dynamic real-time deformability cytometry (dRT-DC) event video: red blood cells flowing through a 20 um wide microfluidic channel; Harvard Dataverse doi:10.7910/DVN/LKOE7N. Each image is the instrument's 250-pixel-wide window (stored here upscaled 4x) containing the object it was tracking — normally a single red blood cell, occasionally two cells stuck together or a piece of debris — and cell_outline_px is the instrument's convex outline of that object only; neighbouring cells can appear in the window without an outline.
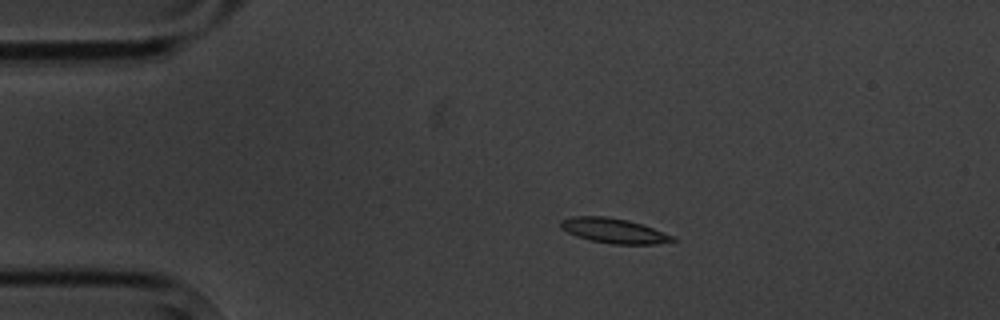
{"species": "common noctule bat (a hibernating species)", "species_latin": "Nyctalus noctula", "temperature_condition": "cold", "stored_images_in_passage": 8, "camera_frame_rate_fps": 3000, "um_per_image_px": 0.085, "animal": {"sex": "male", "body_mass_g": 20.1, "forearm_length_mm": 53.5}, "frame": {"image": 1, "passage_image": 4, "time_ms": 3.333, "image_size_px": [1000, 320], "cell_outline_px": [[680, 240], [656, 244], [612, 244], [588, 240], [576, 236], [560, 228], [560, 220], [572, 216], [608, 216], [628, 220], [676, 236]], "centroid_in_image_um": [52.19, 19.61], "position_along_channel_um": 32.8, "area_um2": 16.42}}
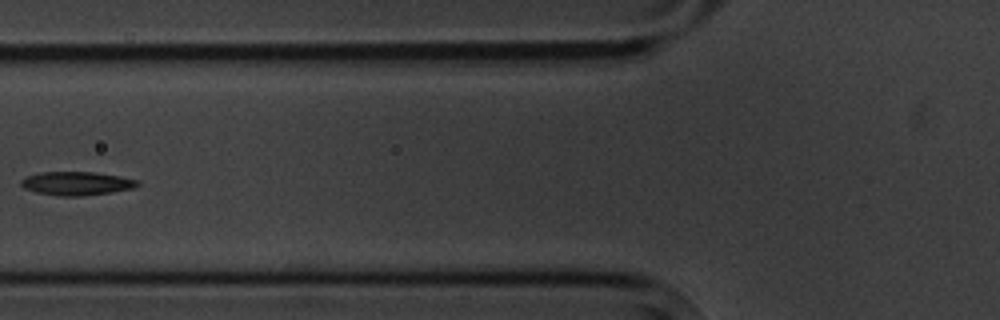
{"frame": {"image": 2, "passage_image": 7, "time_ms": 7.0, "image_size_px": [1000, 320], "cell_outline_px": [[140, 184], [132, 188], [112, 192], [80, 196], [60, 196], [36, 192], [24, 188], [20, 184], [20, 180], [24, 176], [40, 172], [96, 172], [120, 176], [140, 180]], "centroid_in_image_um": [6.5, 15.58], "position_along_channel_um": 119.3, "area_um2": 16.13}}
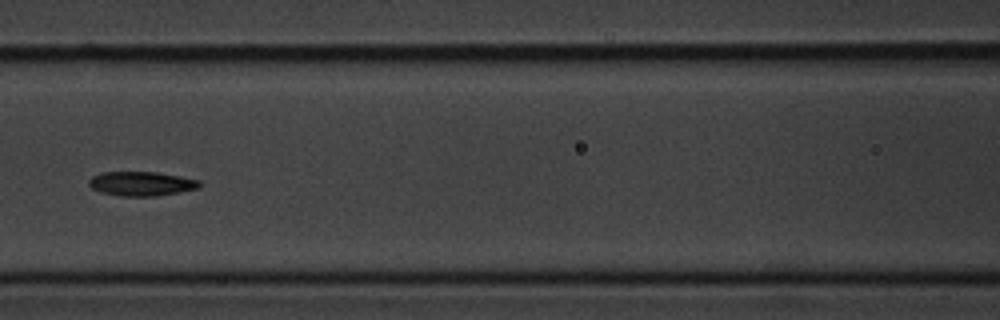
{"frame": {"image": 3, "passage_image": 8, "time_ms": 8.0, "image_size_px": [1000, 320], "cell_outline_px": [[204, 184], [200, 188], [180, 192], [156, 196], [120, 196], [100, 192], [92, 188], [88, 184], [88, 180], [92, 176], [100, 172], [156, 172], [180, 176], [200, 180]], "centroid_in_image_um": [12.05, 15.61], "position_along_channel_um": 154.6, "area_um2": 15.9}}